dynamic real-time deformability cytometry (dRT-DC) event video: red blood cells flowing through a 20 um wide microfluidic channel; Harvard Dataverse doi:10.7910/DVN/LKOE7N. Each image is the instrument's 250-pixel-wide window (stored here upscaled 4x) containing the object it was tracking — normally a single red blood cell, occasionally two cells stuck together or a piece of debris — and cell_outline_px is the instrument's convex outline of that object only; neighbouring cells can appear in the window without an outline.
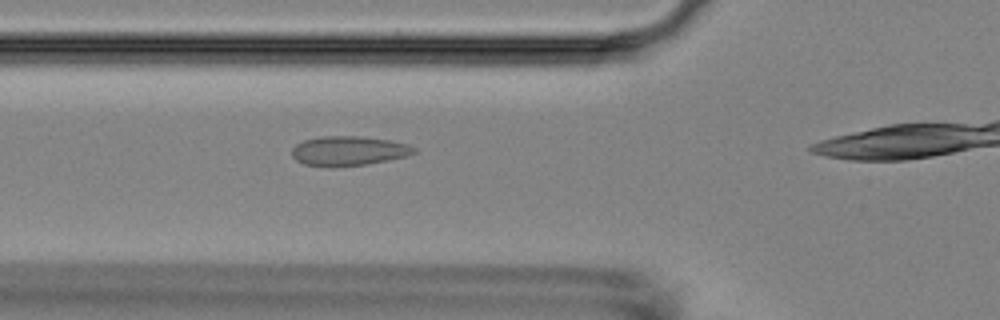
{"species": "Egyptian fruit bat (a non-hibernating species)", "species_latin": "Rousettus aegyptiacus", "temperature_condition": "room temperature", "stored_images_in_passage": 34, "camera_frame_rate_fps": 3000, "um_per_image_px": 0.085, "animal": {"sex": "female"}, "frame": {"image": 1, "passage_image": 9, "time_ms": 2.667, "image_size_px": [1000, 320], "cell_outline_px": [[416, 152], [404, 156], [388, 160], [368, 164], [332, 168], [304, 164], [296, 160], [292, 156], [292, 148], [296, 144], [304, 140], [320, 136], [360, 136], [388, 140], [408, 144], [416, 148]], "centroid_in_image_um": [29.59, 12.83], "position_along_channel_um": 96.2, "area_um2": 21.15}}
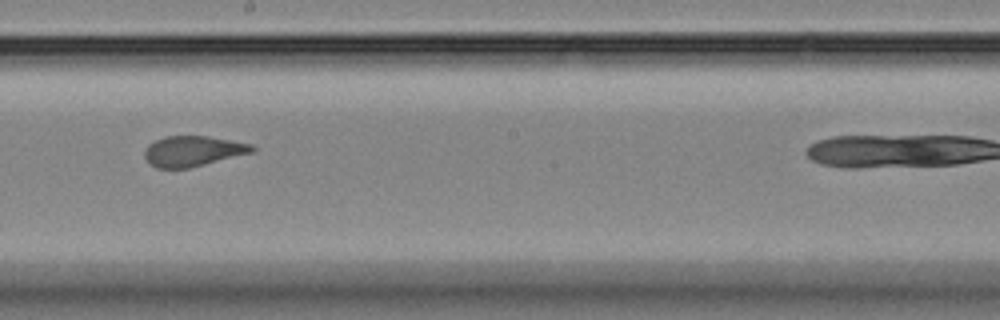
{"frame": {"image": 2, "passage_image": 20, "time_ms": 6.333, "image_size_px": [1000, 320], "cell_outline_px": [[256, 148], [252, 152], [188, 168], [156, 168], [144, 156], [144, 152], [148, 144], [164, 136], [208, 136], [252, 144]], "centroid_in_image_um": [16.38, 12.83], "position_along_channel_um": 231.8, "area_um2": 18.79}}
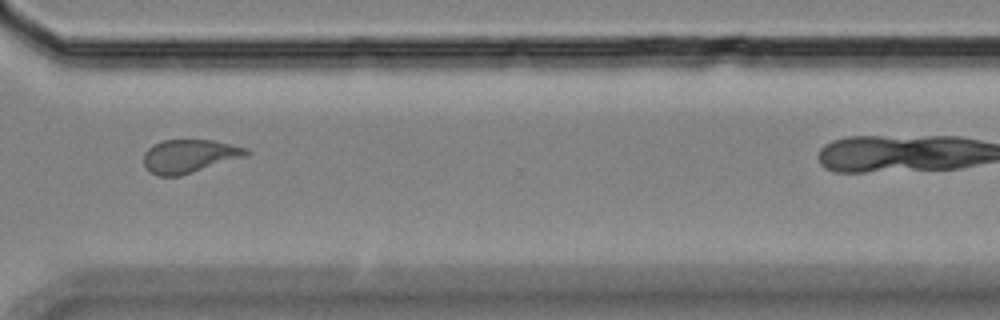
{"frame": {"image": 3, "passage_image": 30, "time_ms": 9.667, "image_size_px": [1000, 320], "cell_outline_px": [[252, 152], [248, 156], [180, 176], [160, 176], [152, 172], [144, 164], [144, 152], [152, 144], [164, 140], [212, 140], [248, 148]], "centroid_in_image_um": [16.14, 13.26], "position_along_channel_um": 354.5, "area_um2": 20.0}}